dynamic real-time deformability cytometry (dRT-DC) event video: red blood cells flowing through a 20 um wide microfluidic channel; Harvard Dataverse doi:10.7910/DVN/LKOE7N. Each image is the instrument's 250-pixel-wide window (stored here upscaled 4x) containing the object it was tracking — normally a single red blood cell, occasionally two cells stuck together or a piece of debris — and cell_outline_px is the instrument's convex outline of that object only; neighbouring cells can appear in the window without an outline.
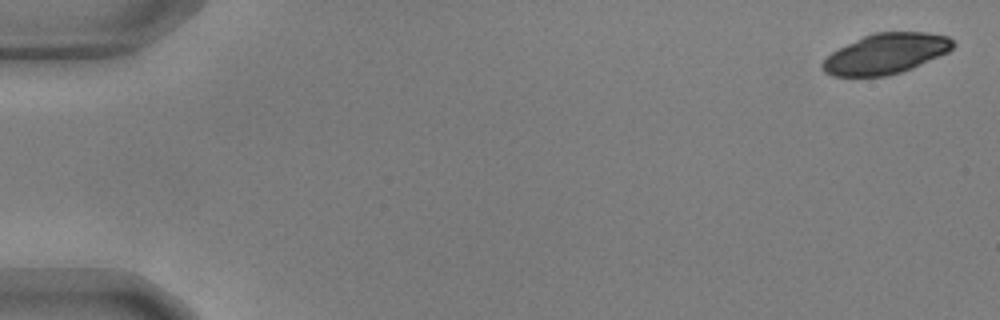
{"species": "common noctule bat (a hibernating species)", "species_latin": "Nyctalus noctula", "temperature_condition": "warm", "stored_images_in_passage": 55, "camera_frame_rate_fps": 3000, "um_per_image_px": 0.085, "animal": {"sex": "male", "body_mass_g": 17.9, "forearm_length_mm": 54.2}, "frame": {"image": 1, "passage_image": 1, "time_ms": 0.0, "image_size_px": [1000, 320], "cell_outline_px": [[956, 44], [948, 52], [912, 68], [900, 72], [884, 76], [832, 76], [824, 72], [820, 68], [820, 64], [832, 52], [864, 36], [876, 32], [928, 32], [948, 36]], "centroid_in_image_um": [75.3, 4.56], "position_along_channel_um": 9.7, "area_um2": 30.46}}